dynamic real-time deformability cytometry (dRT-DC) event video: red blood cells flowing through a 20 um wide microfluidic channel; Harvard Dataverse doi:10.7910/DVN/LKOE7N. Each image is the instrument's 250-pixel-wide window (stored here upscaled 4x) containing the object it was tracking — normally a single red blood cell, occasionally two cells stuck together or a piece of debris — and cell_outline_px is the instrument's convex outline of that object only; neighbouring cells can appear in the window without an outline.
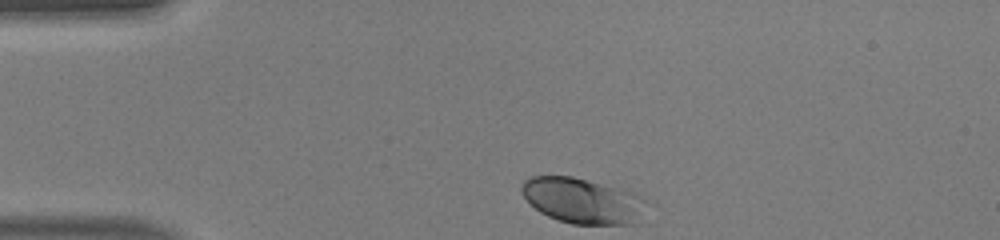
{"species": "human", "species_latin": "Homo sapiens", "temperature_condition": "warm", "stored_images_in_passage": 31, "camera_frame_rate_fps": 3000, "um_per_image_px": 0.085, "donor": {"sex": "male"}, "frame": {"image": 1, "passage_image": 1, "time_ms": 0.0, "image_size_px": [1000, 240], "cell_outline_px": [[632, 224], [572, 224], [548, 216], [540, 212], [520, 192], [520, 188], [524, 180], [528, 176], [572, 176], [612, 188], [620, 192]], "centroid_in_image_um": [48.92, 17.02], "position_along_channel_um": 36.1, "area_um2": 28.78}}
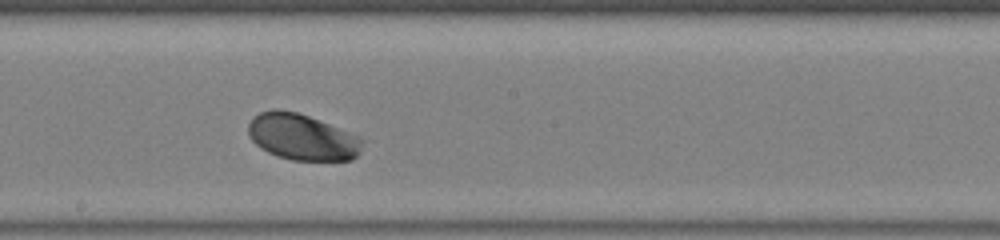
{"frame": {"image": 2, "passage_image": 18, "time_ms": 5.667, "image_size_px": [1000, 240], "cell_outline_px": [[368, 140], [360, 152], [352, 160], [292, 160], [276, 156], [260, 148], [248, 136], [248, 124], [252, 116], [260, 112], [272, 108], [276, 108], [296, 112], [308, 116]], "centroid_in_image_um": [25.67, 11.65], "position_along_channel_um": 222.5, "area_um2": 30.98}}
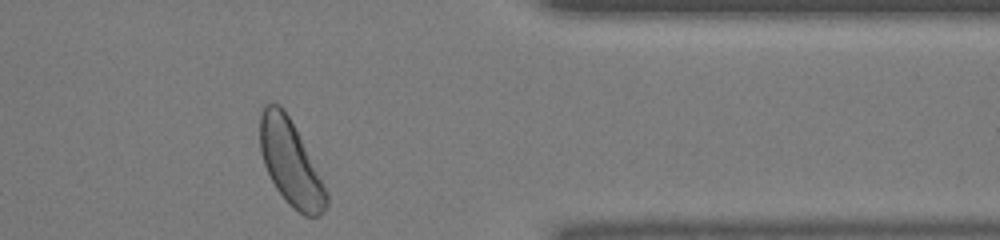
{"frame": {"image": 3, "passage_image": 31, "time_ms": 10.0, "image_size_px": [1000, 240], "cell_outline_px": [[328, 204], [324, 212], [320, 216], [304, 216], [288, 204], [276, 188], [264, 164], [260, 152], [260, 116], [264, 104], [272, 100], [280, 104], [284, 108], [328, 192]], "centroid_in_image_um": [24.68, 13.84], "position_along_channel_um": 386.7, "area_um2": 32.54}, "authors_computed_cell_mechanics": {"area_um2": 30.9808, "velocity_mm_per_s": 4.1323, "shape_relaxation_time_tau1_ms": 0.7336, "shape_relaxation_time_tau2_ms": null, "deformation_change_tau1": 0.1074, "deformation_change_tau2": null}}